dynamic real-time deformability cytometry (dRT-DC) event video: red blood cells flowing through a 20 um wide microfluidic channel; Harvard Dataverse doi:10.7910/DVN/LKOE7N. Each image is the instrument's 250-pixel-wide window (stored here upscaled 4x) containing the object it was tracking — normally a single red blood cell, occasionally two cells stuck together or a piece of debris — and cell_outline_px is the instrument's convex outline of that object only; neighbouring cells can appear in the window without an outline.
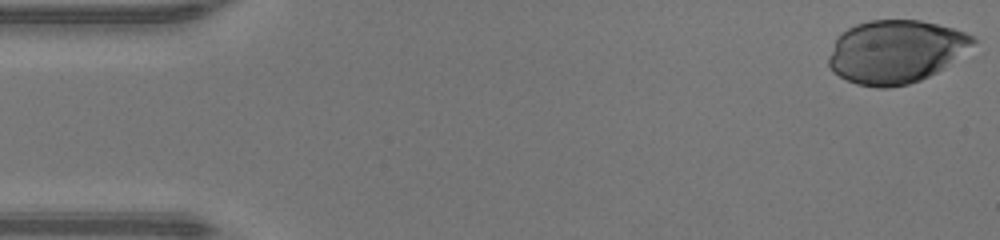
{"species": "human", "species_latin": "Homo sapiens", "temperature_condition": "warm", "stored_images_in_passage": 38, "camera_frame_rate_fps": 3000, "um_per_image_px": 0.085, "donor": {"sex": "male"}, "frame": {"image": 1, "passage_image": 1, "time_ms": 0.0, "image_size_px": [1000, 240], "cell_outline_px": [[976, 40], [972, 44], [936, 72], [920, 80], [908, 84], [888, 88], [876, 88], [856, 84], [832, 72], [828, 64], [828, 56], [836, 36], [848, 28], [856, 24], [872, 20], [920, 20], [952, 28], [964, 32], [972, 36]], "centroid_in_image_um": [76.04, 4.39], "position_along_channel_um": 9.0, "area_um2": 52.54}}
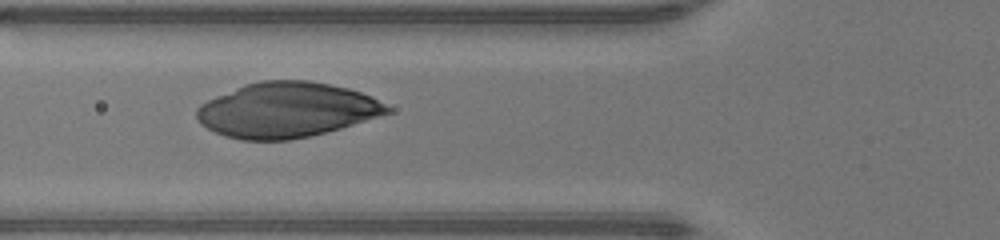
{"frame": {"image": 2, "passage_image": 17, "time_ms": 5.333, "image_size_px": [1000, 240], "cell_outline_px": [[392, 112], [340, 128], [308, 136], [288, 140], [240, 140], [224, 136], [200, 124], [196, 116], [196, 108], [200, 104], [216, 96], [244, 84], [260, 80], [308, 80], [348, 88], [372, 96], [392, 108]], "centroid_in_image_um": [24.34, 9.34], "position_along_channel_um": 101.5, "area_um2": 61.04}}
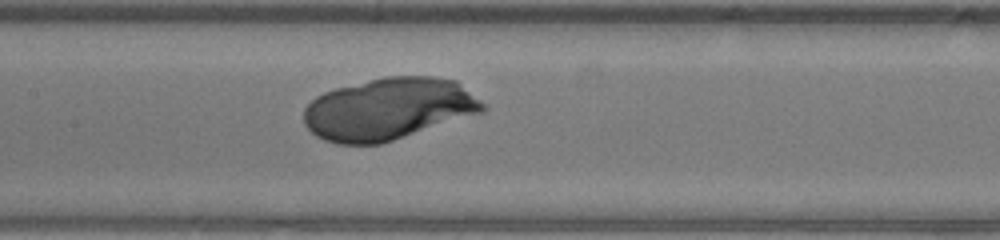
{"frame": {"image": 3, "passage_image": 22, "time_ms": 7.0, "image_size_px": [1000, 240], "cell_outline_px": [[488, 108], [484, 112], [380, 144], [336, 144], [324, 140], [316, 136], [304, 124], [304, 108], [316, 96], [324, 92], [336, 88], [384, 76], [432, 76], [456, 80], [484, 104]], "centroid_in_image_um": [33.02, 9.26], "position_along_channel_um": 174.4, "area_um2": 64.62}}